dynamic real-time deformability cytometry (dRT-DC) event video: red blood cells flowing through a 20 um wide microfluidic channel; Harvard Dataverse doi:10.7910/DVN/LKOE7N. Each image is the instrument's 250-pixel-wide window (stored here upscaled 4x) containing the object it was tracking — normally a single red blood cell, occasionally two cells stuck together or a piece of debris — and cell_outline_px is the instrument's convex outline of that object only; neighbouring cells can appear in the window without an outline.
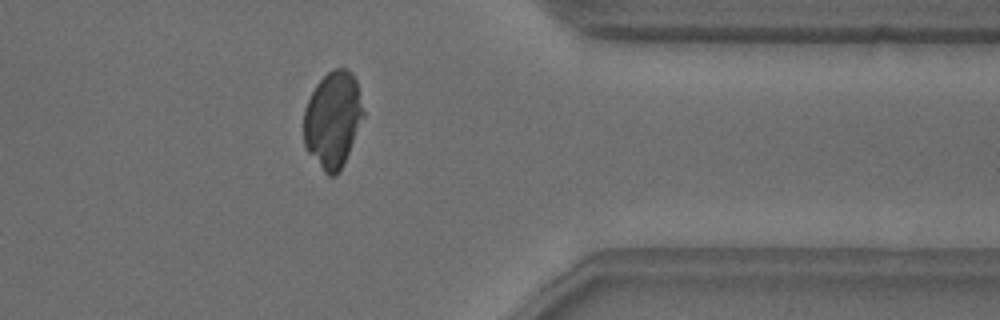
{"species": "common noctule bat (a hibernating species)", "species_latin": "Nyctalus noctula", "temperature_condition": "warm", "stored_images_in_passage": 38, "camera_frame_rate_fps": 3000, "um_per_image_px": 0.085, "animal": {"sex": "male", "body_mass_g": 18.8}, "frame": {"image": 1, "passage_image": 30, "time_ms": 9.667, "image_size_px": [1000, 320], "cell_outline_px": [[364, 116], [344, 164], [336, 176], [328, 176], [324, 172], [308, 152], [304, 144], [304, 108], [316, 84], [332, 68], [348, 68], [352, 72], [356, 80], [364, 112]], "centroid_in_image_um": [28.29, 10.16], "position_along_channel_um": 383.1, "area_um2": 33.52}}
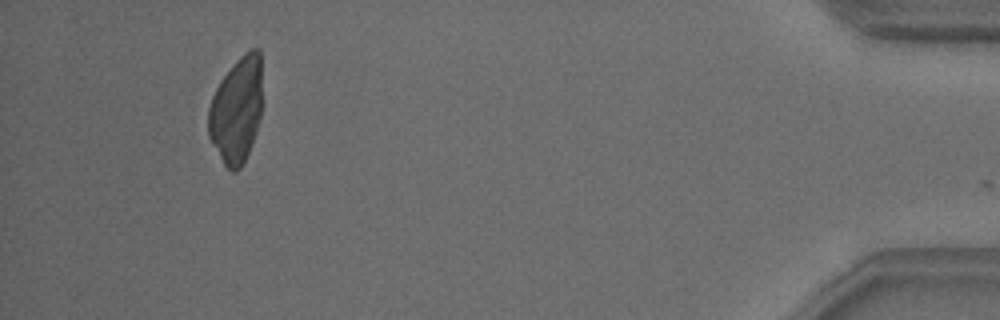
{"frame": {"image": 2, "passage_image": 37, "time_ms": 12.0, "image_size_px": [1000, 320], "cell_outline_px": [[260, 116], [252, 144], [240, 168], [236, 172], [232, 172], [224, 164], [208, 136], [208, 108], [212, 96], [220, 80], [236, 60], [244, 52], [252, 48], [260, 48]], "centroid_in_image_um": [20.08, 9.35], "position_along_channel_um": 415.1, "area_um2": 32.95}}